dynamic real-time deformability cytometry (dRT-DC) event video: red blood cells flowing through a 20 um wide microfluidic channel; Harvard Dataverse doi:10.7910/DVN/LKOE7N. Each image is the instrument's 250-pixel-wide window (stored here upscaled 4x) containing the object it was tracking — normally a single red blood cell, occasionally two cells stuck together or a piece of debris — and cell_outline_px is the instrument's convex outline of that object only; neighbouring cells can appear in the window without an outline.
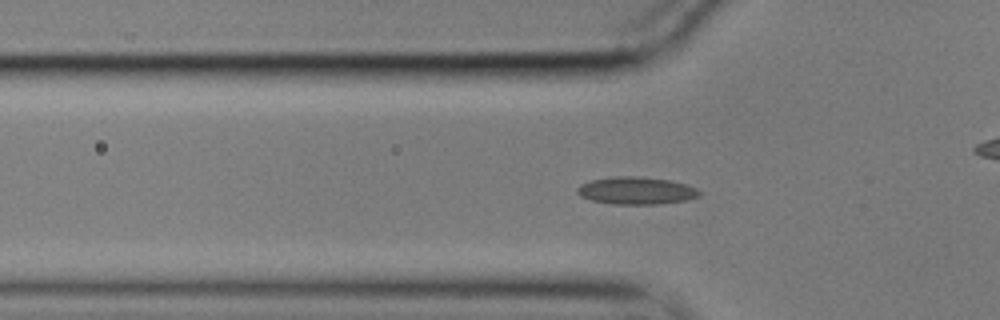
{"species": "common noctule bat (a hibernating species)", "species_latin": "Nyctalus noctula", "temperature_condition": "cold", "stored_images_in_passage": 56, "camera_frame_rate_fps": 3000, "um_per_image_px": 0.085, "animal": {"sex": "male", "body_mass_g": 17.9}, "frame": {"image": 1, "passage_image": 17, "time_ms": 5.333, "image_size_px": [1000, 320], "cell_outline_px": [[700, 196], [684, 200], [660, 204], [612, 204], [592, 200], [580, 196], [576, 192], [576, 188], [580, 184], [592, 180], [616, 176], [636, 176], [668, 180], [684, 184], [696, 188], [700, 192]], "centroid_in_image_um": [54.04, 16.21], "position_along_channel_um": 71.8, "area_um2": 19.36}}
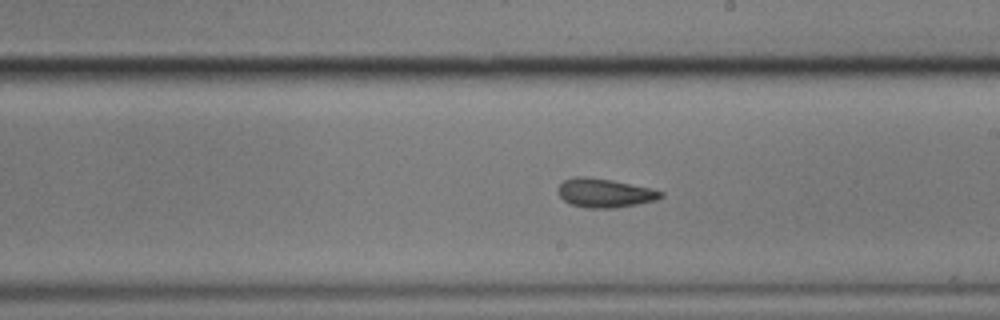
{"frame": {"image": 2, "passage_image": 31, "time_ms": 10.0, "image_size_px": [1000, 320], "cell_outline_px": [[664, 196], [656, 200], [616, 208], [588, 208], [572, 204], [564, 200], [556, 192], [556, 188], [564, 180], [576, 176], [588, 176], [612, 180], [652, 188], [664, 192]], "centroid_in_image_um": [51.39, 16.39], "position_along_channel_um": 237.6, "area_um2": 17.46}}
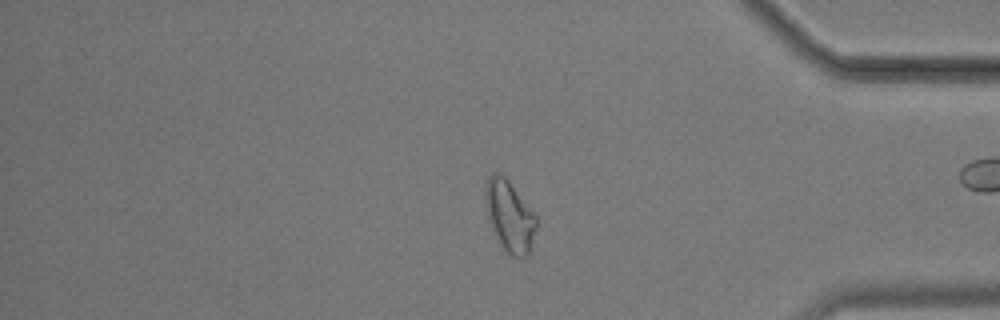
{"frame": {"image": 3, "passage_image": 46, "time_ms": 15.0, "image_size_px": [1000, 320], "cell_outline_px": [[536, 228], [532, 248], [528, 256], [524, 260], [520, 260], [512, 256], [504, 248], [488, 216], [484, 196], [484, 188], [488, 176], [492, 172], [496, 172], [504, 176], [508, 180], [536, 212]], "centroid_in_image_um": [43.37, 18.35], "position_along_channel_um": 391.8, "area_um2": 21.27}, "authors_computed_cell_mechanics": {"area_um2": 18.0625, "velocity_mm_per_s": 3.5422, "shape_relaxation_time_tau1_ms": 9.9622, "shape_relaxation_time_tau2_ms": 2.0865, "deformation_change_tau1": 0.1399, "deformation_change_tau2": 0.0674}}